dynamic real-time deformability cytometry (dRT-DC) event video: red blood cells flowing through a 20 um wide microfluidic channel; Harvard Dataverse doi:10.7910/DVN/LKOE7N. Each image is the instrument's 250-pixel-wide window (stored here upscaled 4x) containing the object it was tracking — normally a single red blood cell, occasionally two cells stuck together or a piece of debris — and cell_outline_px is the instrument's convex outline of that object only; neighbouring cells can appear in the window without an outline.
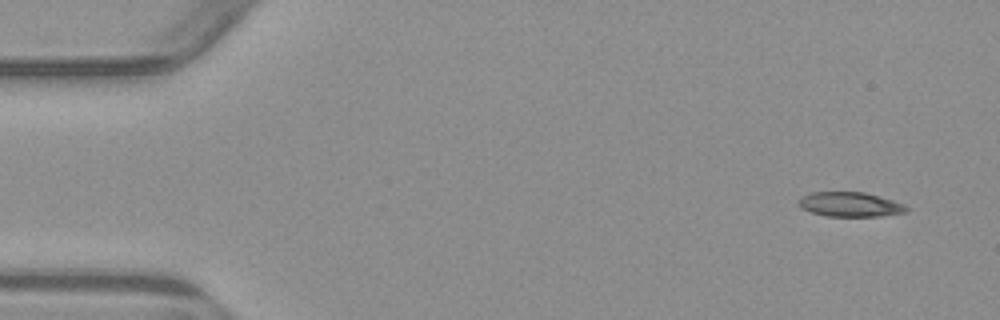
{"species": "common noctule bat (a hibernating species)", "species_latin": "Nyctalus noctula", "temperature_condition": "warm", "stored_images_in_passage": 5, "camera_frame_rate_fps": 3000, "um_per_image_px": 0.085, "animal": {"sex": "male", "body_mass_g": 23.1, "forearm_length_mm": 52.7}, "frame": {"image": 1, "passage_image": 1, "time_ms": 0.0, "image_size_px": [1000, 320], "cell_outline_px": [[908, 212], [880, 216], [824, 216], [800, 208], [796, 200], [800, 196], [812, 192], [864, 192], [880, 196], [904, 204], [908, 208]], "centroid_in_image_um": [72.22, 17.37], "position_along_channel_um": 12.8, "area_um2": 15.61}}
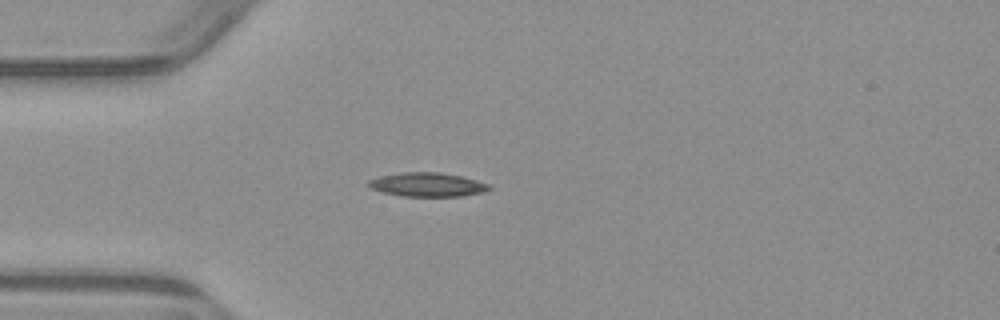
{"frame": {"image": 2, "passage_image": 4, "time_ms": 3.667, "image_size_px": [1000, 320], "cell_outline_px": [[492, 188], [484, 192], [464, 196], [400, 196], [384, 192], [372, 188], [368, 184], [368, 180], [380, 176], [400, 172], [440, 172], [460, 176], [476, 180], [488, 184]], "centroid_in_image_um": [36.34, 15.69], "position_along_channel_um": 48.7, "area_um2": 16.76}}